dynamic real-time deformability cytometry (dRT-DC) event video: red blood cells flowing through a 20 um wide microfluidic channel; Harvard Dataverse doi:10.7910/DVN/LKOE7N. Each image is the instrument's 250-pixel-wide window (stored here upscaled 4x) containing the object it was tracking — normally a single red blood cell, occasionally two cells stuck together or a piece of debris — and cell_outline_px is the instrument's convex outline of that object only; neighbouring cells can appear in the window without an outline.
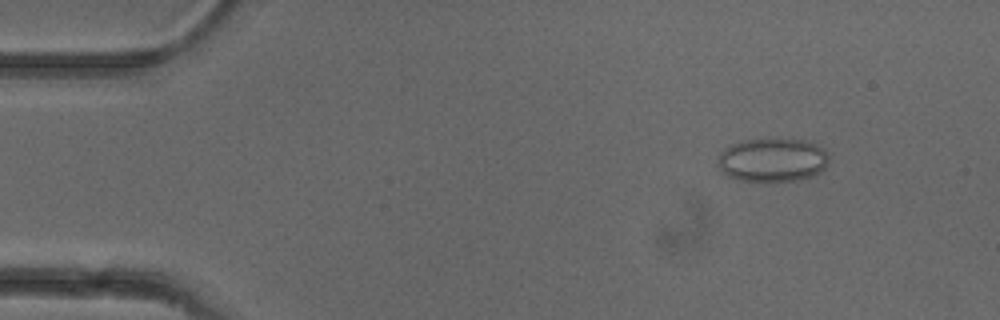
{"species": "common noctule bat (a hibernating species)", "species_latin": "Nyctalus noctula", "temperature_condition": "cold", "stored_images_in_passage": 52, "camera_frame_rate_fps": 3000, "um_per_image_px": 0.085, "animal": {"sex": "female"}, "frame": {"image": 1, "passage_image": 6, "time_ms": 1.667, "image_size_px": [1000, 320], "cell_outline_px": [[828, 160], [824, 168], [820, 172], [812, 176], [800, 180], [740, 180], [728, 176], [720, 168], [720, 152], [724, 148], [740, 140], [804, 140], [816, 144], [824, 148], [828, 156]], "centroid_in_image_um": [65.69, 13.59], "position_along_channel_um": 19.3, "area_um2": 27.69}}
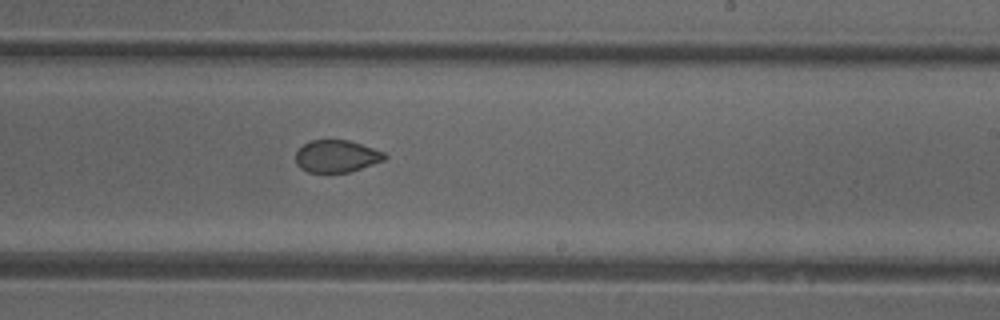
{"frame": {"image": 2, "passage_image": 31, "time_ms": 10.0, "image_size_px": [1000, 320], "cell_outline_px": [[388, 156], [384, 160], [348, 172], [308, 172], [300, 168], [296, 164], [296, 152], [308, 140], [348, 140], [384, 152]], "centroid_in_image_um": [28.58, 13.27], "position_along_channel_um": 260.4, "area_um2": 16.53}}
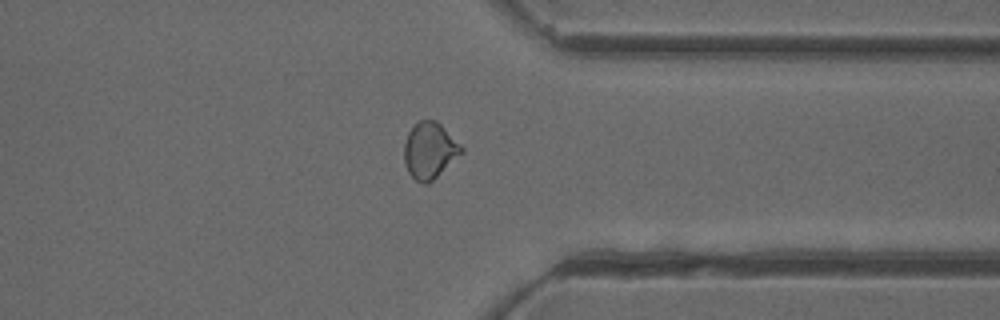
{"frame": {"image": 3, "passage_image": 40, "time_ms": 13.0, "image_size_px": [1000, 320], "cell_outline_px": [[464, 152], [428, 184], [424, 184], [416, 180], [408, 172], [404, 160], [404, 144], [408, 132], [420, 120], [436, 120], [464, 148]], "centroid_in_image_um": [36.52, 12.8], "position_along_channel_um": 374.9, "area_um2": 18.61}, "authors_computed_cell_mechanics": {"area_um2": 18.785, "velocity_mm_per_s": 3.9535, "shape_relaxation_time_tau1_ms": null, "shape_relaxation_time_tau2_ms": 1.3541, "deformation_change_tau1": null, "deformation_change_tau2": 0.0426}}